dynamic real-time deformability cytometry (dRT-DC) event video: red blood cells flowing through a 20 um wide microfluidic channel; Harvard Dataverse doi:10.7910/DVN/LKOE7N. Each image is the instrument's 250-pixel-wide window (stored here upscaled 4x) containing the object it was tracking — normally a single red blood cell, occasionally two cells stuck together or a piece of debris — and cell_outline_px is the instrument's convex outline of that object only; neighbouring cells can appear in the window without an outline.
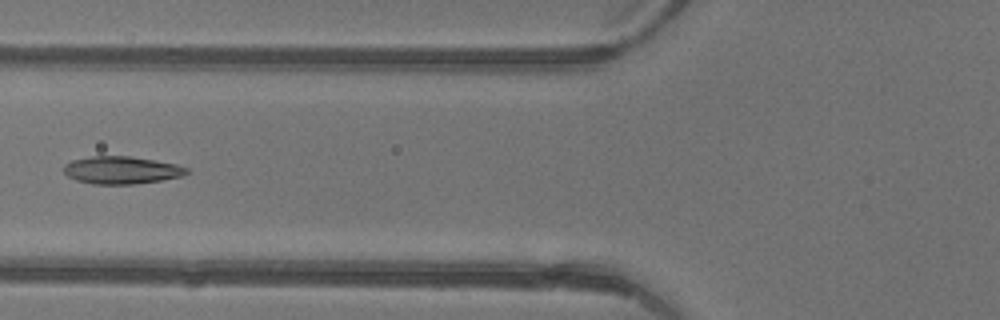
{"species": "common noctule bat (a hibernating species)", "species_latin": "Nyctalus noctula", "temperature_condition": "warm", "stored_images_in_passage": 5, "camera_frame_rate_fps": 3000, "um_per_image_px": 0.085, "animal": {"sex": "female"}, "frame": {"image": 1, "passage_image": 4, "time_ms": 1.0, "image_size_px": [1000, 320], "cell_outline_px": [[192, 172], [184, 176], [160, 180], [132, 184], [92, 184], [76, 180], [68, 176], [64, 172], [64, 164], [72, 160], [92, 156], [128, 156], [176, 164], [188, 168]], "centroid_in_image_um": [10.34, 14.46], "position_along_channel_um": 115.5, "area_um2": 19.71}}
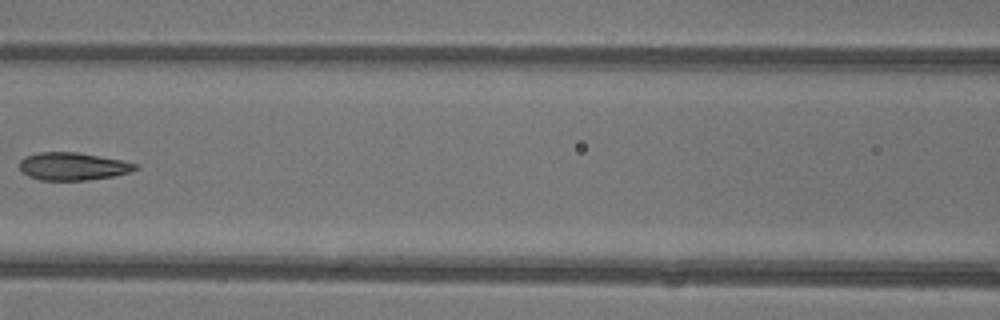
{"frame": {"image": 2, "passage_image": 5, "time_ms": 1.333, "image_size_px": [1000, 320], "cell_outline_px": [[140, 168], [128, 172], [112, 176], [88, 180], [40, 180], [28, 176], [20, 168], [20, 160], [24, 156], [40, 152], [76, 152], [120, 160], [136, 164]], "centroid_in_image_um": [6.16, 14.14], "position_along_channel_um": 160.4, "area_um2": 18.5}}